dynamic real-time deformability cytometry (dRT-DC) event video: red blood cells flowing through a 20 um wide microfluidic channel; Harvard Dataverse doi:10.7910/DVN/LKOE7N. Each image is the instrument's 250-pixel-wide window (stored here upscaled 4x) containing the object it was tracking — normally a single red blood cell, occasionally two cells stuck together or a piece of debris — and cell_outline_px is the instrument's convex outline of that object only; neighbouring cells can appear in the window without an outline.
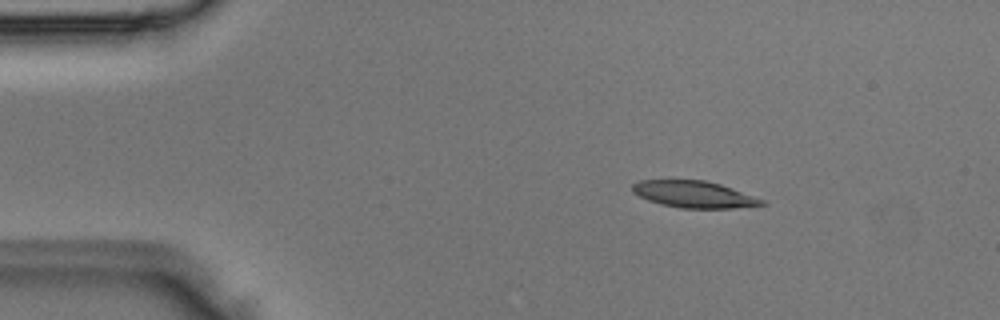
{"species": "Egyptian fruit bat (a non-hibernating species)", "species_latin": "Rousettus aegyptiacus", "temperature_condition": "room temperature", "stored_images_in_passage": 5, "camera_frame_rate_fps": 3000, "um_per_image_px": 0.085, "animal": {"sex": "male"}, "frame": {"image": 1, "passage_image": 2, "time_ms": 0.333, "image_size_px": [1000, 320], "cell_outline_px": [[764, 204], [732, 208], [680, 208], [660, 204], [648, 200], [632, 192], [632, 184], [640, 180], [704, 180], [720, 184], [732, 188], [764, 200]], "centroid_in_image_um": [58.94, 16.51], "position_along_channel_um": 26.1, "area_um2": 19.94}}
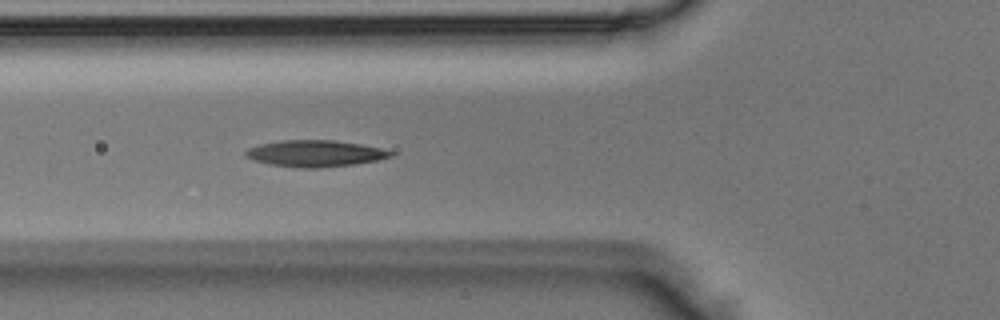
{"frame": {"image": 2, "passage_image": 5, "time_ms": 1.333, "image_size_px": [1000, 320], "cell_outline_px": [[396, 152], [392, 156], [376, 160], [356, 164], [320, 168], [300, 168], [268, 164], [244, 156], [244, 152], [248, 148], [260, 144], [280, 140], [336, 140], [360, 144], [380, 148]], "centroid_in_image_um": [26.78, 13.04], "position_along_channel_um": 99.0, "area_um2": 22.48}}